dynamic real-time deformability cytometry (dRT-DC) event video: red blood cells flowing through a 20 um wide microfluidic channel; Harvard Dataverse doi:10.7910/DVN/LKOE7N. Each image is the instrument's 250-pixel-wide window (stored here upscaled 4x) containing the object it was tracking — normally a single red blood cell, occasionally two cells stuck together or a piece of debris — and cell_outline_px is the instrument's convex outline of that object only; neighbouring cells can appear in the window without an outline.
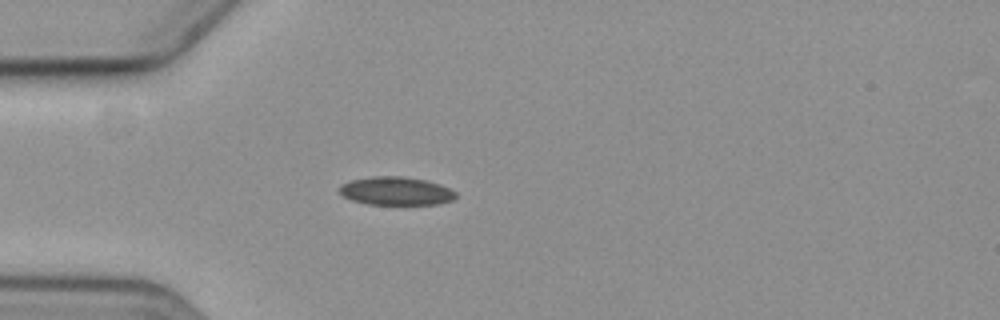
{"species": "common noctule bat (a hibernating species)", "species_latin": "Nyctalus noctula", "temperature_condition": "cold", "stored_images_in_passage": 5, "camera_frame_rate_fps": 3000, "um_per_image_px": 0.085, "animal": {"sex": "female", "body_mass_g": 19.3, "forearm_length_mm": 54.1}, "frame": {"image": 1, "passage_image": 4, "time_ms": 4.333, "image_size_px": [1000, 320], "cell_outline_px": [[456, 196], [452, 200], [436, 204], [368, 204], [352, 200], [344, 196], [340, 192], [340, 184], [352, 180], [372, 176], [400, 176], [424, 180], [440, 184], [456, 192]], "centroid_in_image_um": [33.65, 16.23], "position_along_channel_um": 51.4, "area_um2": 18.96}}